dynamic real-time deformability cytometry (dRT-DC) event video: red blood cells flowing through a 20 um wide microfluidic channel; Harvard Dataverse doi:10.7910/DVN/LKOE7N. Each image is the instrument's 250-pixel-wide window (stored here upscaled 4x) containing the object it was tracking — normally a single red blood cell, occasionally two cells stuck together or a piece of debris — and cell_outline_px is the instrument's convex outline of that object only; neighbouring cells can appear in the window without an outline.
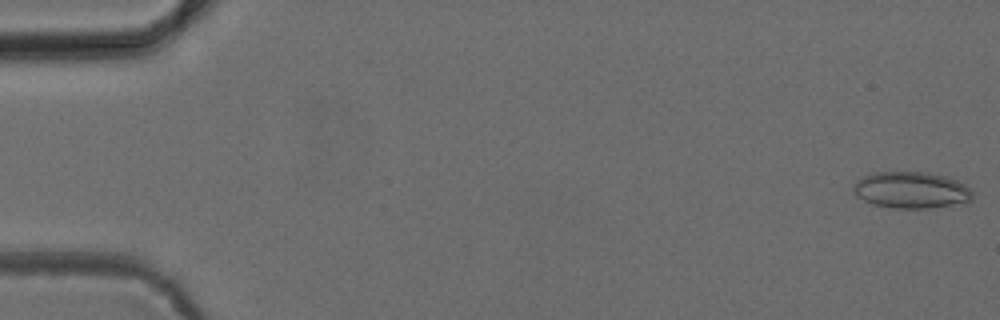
{"species": "common noctule bat (a hibernating species)", "species_latin": "Nyctalus noctula", "temperature_condition": "cold", "stored_images_in_passage": 4, "camera_frame_rate_fps": 3000, "um_per_image_px": 0.085, "animal": {"sex": "female", "body_mass_g": 24.6, "forearm_length_mm": 56.2}, "frame": {"image": 1, "passage_image": 1, "time_ms": 0.0, "image_size_px": [1000, 320], "cell_outline_px": [[972, 200], [928, 208], [892, 208], [872, 204], [856, 196], [852, 192], [852, 184], [856, 180], [872, 172], [924, 172], [948, 176], [964, 184], [972, 192]], "centroid_in_image_um": [77.38, 16.14], "position_along_channel_um": 7.6, "area_um2": 25.37}}